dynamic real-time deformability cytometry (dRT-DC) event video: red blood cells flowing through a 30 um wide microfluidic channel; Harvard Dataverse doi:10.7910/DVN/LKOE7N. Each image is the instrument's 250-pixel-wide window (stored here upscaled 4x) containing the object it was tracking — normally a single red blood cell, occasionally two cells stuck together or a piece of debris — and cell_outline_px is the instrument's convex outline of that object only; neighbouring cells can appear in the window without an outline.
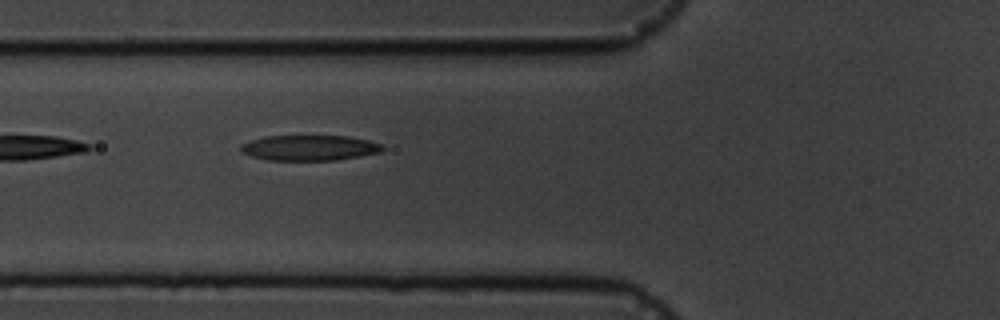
{"species": "common noctule bat (a hibernating species)", "species_latin": "Nyctalus noctula", "temperature_condition": "cold", "stored_images_in_passage": 2, "camera_frame_rate_fps": 3000, "um_per_image_px": 0.085, "animal": {"sex": "male", "body_mass_g": 19.5, "forearm_length_mm": 54.6}, "frame": {"image": 1, "passage_image": 2, "time_ms": 1.333, "image_size_px": [1000, 320], "cell_outline_px": [[384, 148], [380, 152], [360, 156], [336, 160], [268, 160], [252, 156], [244, 152], [240, 148], [240, 144], [264, 136], [348, 136], [368, 140], [384, 144]], "centroid_in_image_um": [26.34, 12.56], "position_along_channel_um": 99.5, "area_um2": 20.92}}